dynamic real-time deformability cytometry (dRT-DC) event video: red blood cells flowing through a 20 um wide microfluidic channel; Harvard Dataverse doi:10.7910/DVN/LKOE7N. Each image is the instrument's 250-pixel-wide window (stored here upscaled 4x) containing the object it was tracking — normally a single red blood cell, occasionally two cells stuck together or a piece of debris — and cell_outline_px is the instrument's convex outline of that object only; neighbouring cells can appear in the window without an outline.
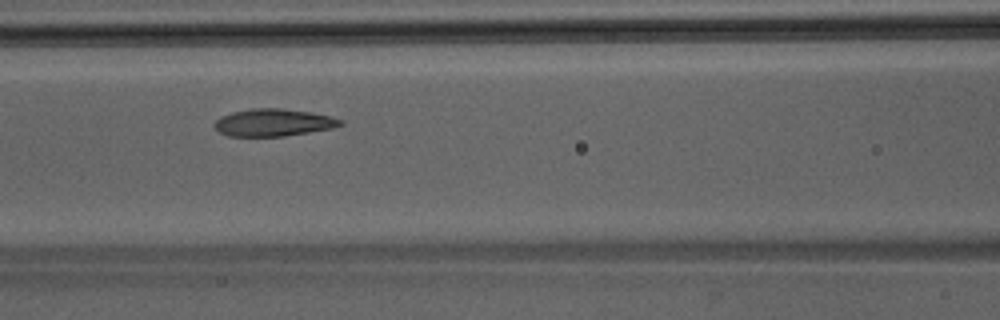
{"species": "Egyptian fruit bat (a non-hibernating species)", "species_latin": "Rousettus aegyptiacus", "temperature_condition": "room temperature", "stored_images_in_passage": 6, "camera_frame_rate_fps": 3000, "um_per_image_px": 0.085, "animal": {"sex": "male"}, "frame": {"image": 1, "passage_image": 5, "time_ms": 1.333, "image_size_px": [1000, 320], "cell_outline_px": [[344, 124], [332, 128], [284, 136], [228, 136], [220, 132], [212, 124], [220, 116], [232, 112], [252, 108], [280, 108], [312, 112], [344, 120]], "centroid_in_image_um": [23.22, 10.41], "position_along_channel_um": 143.4, "area_um2": 20.06}}